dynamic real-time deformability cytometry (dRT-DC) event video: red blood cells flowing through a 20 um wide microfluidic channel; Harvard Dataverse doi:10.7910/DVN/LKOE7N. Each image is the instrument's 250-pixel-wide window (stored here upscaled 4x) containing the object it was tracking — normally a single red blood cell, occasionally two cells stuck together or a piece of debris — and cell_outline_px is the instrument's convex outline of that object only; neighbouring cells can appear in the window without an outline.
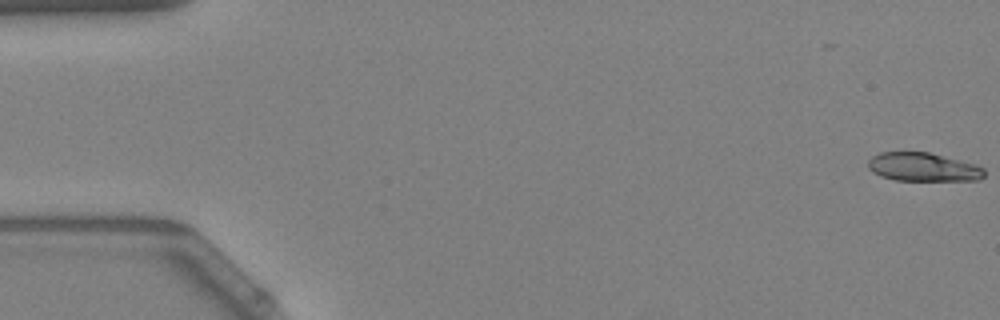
{"species": "Egyptian fruit bat (a non-hibernating species)", "species_latin": "Rousettus aegyptiacus", "temperature_condition": "warm", "stored_images_in_passage": 10, "camera_frame_rate_fps": 3000, "um_per_image_px": 0.085, "animal": {"sex": "female"}, "frame": {"image": 1, "passage_image": 1, "time_ms": 0.0, "image_size_px": [1000, 320], "cell_outline_px": [[984, 176], [980, 180], [896, 180], [880, 176], [872, 172], [868, 168], [868, 160], [872, 156], [880, 152], [928, 152], [976, 164], [984, 168]], "centroid_in_image_um": [78.45, 14.2], "position_along_channel_um": 6.5, "area_um2": 19.36}}